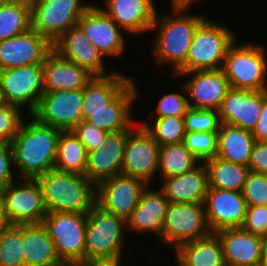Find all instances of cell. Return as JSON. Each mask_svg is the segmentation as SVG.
<instances>
[{
    "label": "cell",
    "instance_id": "cell-10",
    "mask_svg": "<svg viewBox=\"0 0 267 266\" xmlns=\"http://www.w3.org/2000/svg\"><path fill=\"white\" fill-rule=\"evenodd\" d=\"M44 94L43 64L25 65L0 71L1 99L32 114Z\"/></svg>",
    "mask_w": 267,
    "mask_h": 266
},
{
    "label": "cell",
    "instance_id": "cell-7",
    "mask_svg": "<svg viewBox=\"0 0 267 266\" xmlns=\"http://www.w3.org/2000/svg\"><path fill=\"white\" fill-rule=\"evenodd\" d=\"M42 224L66 266L85 259L87 213L51 212L47 213Z\"/></svg>",
    "mask_w": 267,
    "mask_h": 266
},
{
    "label": "cell",
    "instance_id": "cell-32",
    "mask_svg": "<svg viewBox=\"0 0 267 266\" xmlns=\"http://www.w3.org/2000/svg\"><path fill=\"white\" fill-rule=\"evenodd\" d=\"M208 173V187L242 192L250 169L248 166L224 161L219 157L203 162Z\"/></svg>",
    "mask_w": 267,
    "mask_h": 266
},
{
    "label": "cell",
    "instance_id": "cell-42",
    "mask_svg": "<svg viewBox=\"0 0 267 266\" xmlns=\"http://www.w3.org/2000/svg\"><path fill=\"white\" fill-rule=\"evenodd\" d=\"M189 108L188 97L180 93L170 92L163 95L156 107V118L168 116L183 117Z\"/></svg>",
    "mask_w": 267,
    "mask_h": 266
},
{
    "label": "cell",
    "instance_id": "cell-37",
    "mask_svg": "<svg viewBox=\"0 0 267 266\" xmlns=\"http://www.w3.org/2000/svg\"><path fill=\"white\" fill-rule=\"evenodd\" d=\"M141 125L151 134L159 146L182 143L186 133L183 117L156 118L153 124L147 120L143 121Z\"/></svg>",
    "mask_w": 267,
    "mask_h": 266
},
{
    "label": "cell",
    "instance_id": "cell-39",
    "mask_svg": "<svg viewBox=\"0 0 267 266\" xmlns=\"http://www.w3.org/2000/svg\"><path fill=\"white\" fill-rule=\"evenodd\" d=\"M183 118L186 132H218L222 124L216 109L189 107Z\"/></svg>",
    "mask_w": 267,
    "mask_h": 266
},
{
    "label": "cell",
    "instance_id": "cell-48",
    "mask_svg": "<svg viewBox=\"0 0 267 266\" xmlns=\"http://www.w3.org/2000/svg\"><path fill=\"white\" fill-rule=\"evenodd\" d=\"M123 260L84 259L71 266H118Z\"/></svg>",
    "mask_w": 267,
    "mask_h": 266
},
{
    "label": "cell",
    "instance_id": "cell-36",
    "mask_svg": "<svg viewBox=\"0 0 267 266\" xmlns=\"http://www.w3.org/2000/svg\"><path fill=\"white\" fill-rule=\"evenodd\" d=\"M0 266H26L22 224H8L0 232Z\"/></svg>",
    "mask_w": 267,
    "mask_h": 266
},
{
    "label": "cell",
    "instance_id": "cell-13",
    "mask_svg": "<svg viewBox=\"0 0 267 266\" xmlns=\"http://www.w3.org/2000/svg\"><path fill=\"white\" fill-rule=\"evenodd\" d=\"M148 184L141 179L117 175L96 185V204L103 210L127 220L138 205Z\"/></svg>",
    "mask_w": 267,
    "mask_h": 266
},
{
    "label": "cell",
    "instance_id": "cell-35",
    "mask_svg": "<svg viewBox=\"0 0 267 266\" xmlns=\"http://www.w3.org/2000/svg\"><path fill=\"white\" fill-rule=\"evenodd\" d=\"M30 28V2H0V41L23 34Z\"/></svg>",
    "mask_w": 267,
    "mask_h": 266
},
{
    "label": "cell",
    "instance_id": "cell-12",
    "mask_svg": "<svg viewBox=\"0 0 267 266\" xmlns=\"http://www.w3.org/2000/svg\"><path fill=\"white\" fill-rule=\"evenodd\" d=\"M83 89L44 92L31 114L38 122L72 130L82 120Z\"/></svg>",
    "mask_w": 267,
    "mask_h": 266
},
{
    "label": "cell",
    "instance_id": "cell-9",
    "mask_svg": "<svg viewBox=\"0 0 267 266\" xmlns=\"http://www.w3.org/2000/svg\"><path fill=\"white\" fill-rule=\"evenodd\" d=\"M22 184L11 182L0 189L8 224L42 223L47 215L42 190L36 179L23 178Z\"/></svg>",
    "mask_w": 267,
    "mask_h": 266
},
{
    "label": "cell",
    "instance_id": "cell-22",
    "mask_svg": "<svg viewBox=\"0 0 267 266\" xmlns=\"http://www.w3.org/2000/svg\"><path fill=\"white\" fill-rule=\"evenodd\" d=\"M133 79L109 104L99 111H82L83 120L107 132L134 129L132 103L138 97Z\"/></svg>",
    "mask_w": 267,
    "mask_h": 266
},
{
    "label": "cell",
    "instance_id": "cell-21",
    "mask_svg": "<svg viewBox=\"0 0 267 266\" xmlns=\"http://www.w3.org/2000/svg\"><path fill=\"white\" fill-rule=\"evenodd\" d=\"M262 91L230 88L218 113L221 123L252 131L260 117Z\"/></svg>",
    "mask_w": 267,
    "mask_h": 266
},
{
    "label": "cell",
    "instance_id": "cell-44",
    "mask_svg": "<svg viewBox=\"0 0 267 266\" xmlns=\"http://www.w3.org/2000/svg\"><path fill=\"white\" fill-rule=\"evenodd\" d=\"M242 228L250 233L267 237V205L247 206Z\"/></svg>",
    "mask_w": 267,
    "mask_h": 266
},
{
    "label": "cell",
    "instance_id": "cell-29",
    "mask_svg": "<svg viewBox=\"0 0 267 266\" xmlns=\"http://www.w3.org/2000/svg\"><path fill=\"white\" fill-rule=\"evenodd\" d=\"M174 254L178 266H226L222 245L215 233L180 245Z\"/></svg>",
    "mask_w": 267,
    "mask_h": 266
},
{
    "label": "cell",
    "instance_id": "cell-19",
    "mask_svg": "<svg viewBox=\"0 0 267 266\" xmlns=\"http://www.w3.org/2000/svg\"><path fill=\"white\" fill-rule=\"evenodd\" d=\"M132 130L109 132L100 148L88 152L85 176L95 185L121 174L125 145Z\"/></svg>",
    "mask_w": 267,
    "mask_h": 266
},
{
    "label": "cell",
    "instance_id": "cell-18",
    "mask_svg": "<svg viewBox=\"0 0 267 266\" xmlns=\"http://www.w3.org/2000/svg\"><path fill=\"white\" fill-rule=\"evenodd\" d=\"M205 218L211 233L242 227L247 205L242 192L208 187L204 201Z\"/></svg>",
    "mask_w": 267,
    "mask_h": 266
},
{
    "label": "cell",
    "instance_id": "cell-50",
    "mask_svg": "<svg viewBox=\"0 0 267 266\" xmlns=\"http://www.w3.org/2000/svg\"><path fill=\"white\" fill-rule=\"evenodd\" d=\"M8 225V222L5 218L3 204L0 198V232Z\"/></svg>",
    "mask_w": 267,
    "mask_h": 266
},
{
    "label": "cell",
    "instance_id": "cell-43",
    "mask_svg": "<svg viewBox=\"0 0 267 266\" xmlns=\"http://www.w3.org/2000/svg\"><path fill=\"white\" fill-rule=\"evenodd\" d=\"M73 133L85 145L87 153L101 147L109 133L86 120H82L72 129Z\"/></svg>",
    "mask_w": 267,
    "mask_h": 266
},
{
    "label": "cell",
    "instance_id": "cell-4",
    "mask_svg": "<svg viewBox=\"0 0 267 266\" xmlns=\"http://www.w3.org/2000/svg\"><path fill=\"white\" fill-rule=\"evenodd\" d=\"M126 220L95 204L87 213L85 259L122 260Z\"/></svg>",
    "mask_w": 267,
    "mask_h": 266
},
{
    "label": "cell",
    "instance_id": "cell-40",
    "mask_svg": "<svg viewBox=\"0 0 267 266\" xmlns=\"http://www.w3.org/2000/svg\"><path fill=\"white\" fill-rule=\"evenodd\" d=\"M21 111L3 100L0 102V143H11L18 133L24 121Z\"/></svg>",
    "mask_w": 267,
    "mask_h": 266
},
{
    "label": "cell",
    "instance_id": "cell-20",
    "mask_svg": "<svg viewBox=\"0 0 267 266\" xmlns=\"http://www.w3.org/2000/svg\"><path fill=\"white\" fill-rule=\"evenodd\" d=\"M53 50L60 57L84 68L93 77L110 75L109 73L106 74L104 56L90 42L78 25L63 33L53 43Z\"/></svg>",
    "mask_w": 267,
    "mask_h": 266
},
{
    "label": "cell",
    "instance_id": "cell-28",
    "mask_svg": "<svg viewBox=\"0 0 267 266\" xmlns=\"http://www.w3.org/2000/svg\"><path fill=\"white\" fill-rule=\"evenodd\" d=\"M22 247L26 266H66L42 223L22 224Z\"/></svg>",
    "mask_w": 267,
    "mask_h": 266
},
{
    "label": "cell",
    "instance_id": "cell-17",
    "mask_svg": "<svg viewBox=\"0 0 267 266\" xmlns=\"http://www.w3.org/2000/svg\"><path fill=\"white\" fill-rule=\"evenodd\" d=\"M53 51V44L37 31L27 32L0 41V71L34 64H43Z\"/></svg>",
    "mask_w": 267,
    "mask_h": 266
},
{
    "label": "cell",
    "instance_id": "cell-6",
    "mask_svg": "<svg viewBox=\"0 0 267 266\" xmlns=\"http://www.w3.org/2000/svg\"><path fill=\"white\" fill-rule=\"evenodd\" d=\"M235 37L229 27L205 18L195 30L185 61V72L221 69Z\"/></svg>",
    "mask_w": 267,
    "mask_h": 266
},
{
    "label": "cell",
    "instance_id": "cell-26",
    "mask_svg": "<svg viewBox=\"0 0 267 266\" xmlns=\"http://www.w3.org/2000/svg\"><path fill=\"white\" fill-rule=\"evenodd\" d=\"M92 78L84 68L60 57L54 50L43 63L44 92L80 90Z\"/></svg>",
    "mask_w": 267,
    "mask_h": 266
},
{
    "label": "cell",
    "instance_id": "cell-8",
    "mask_svg": "<svg viewBox=\"0 0 267 266\" xmlns=\"http://www.w3.org/2000/svg\"><path fill=\"white\" fill-rule=\"evenodd\" d=\"M31 28L52 44L68 29L77 25L92 4L82 0H31Z\"/></svg>",
    "mask_w": 267,
    "mask_h": 266
},
{
    "label": "cell",
    "instance_id": "cell-3",
    "mask_svg": "<svg viewBox=\"0 0 267 266\" xmlns=\"http://www.w3.org/2000/svg\"><path fill=\"white\" fill-rule=\"evenodd\" d=\"M36 180L48 213H88L96 204V185L85 175L53 169Z\"/></svg>",
    "mask_w": 267,
    "mask_h": 266
},
{
    "label": "cell",
    "instance_id": "cell-27",
    "mask_svg": "<svg viewBox=\"0 0 267 266\" xmlns=\"http://www.w3.org/2000/svg\"><path fill=\"white\" fill-rule=\"evenodd\" d=\"M161 190L171 203H204L208 173L203 162L193 170L162 179Z\"/></svg>",
    "mask_w": 267,
    "mask_h": 266
},
{
    "label": "cell",
    "instance_id": "cell-5",
    "mask_svg": "<svg viewBox=\"0 0 267 266\" xmlns=\"http://www.w3.org/2000/svg\"><path fill=\"white\" fill-rule=\"evenodd\" d=\"M229 47L222 70L230 88L253 91L267 90V55L257 44L245 43Z\"/></svg>",
    "mask_w": 267,
    "mask_h": 266
},
{
    "label": "cell",
    "instance_id": "cell-52",
    "mask_svg": "<svg viewBox=\"0 0 267 266\" xmlns=\"http://www.w3.org/2000/svg\"><path fill=\"white\" fill-rule=\"evenodd\" d=\"M31 0H0V2H30Z\"/></svg>",
    "mask_w": 267,
    "mask_h": 266
},
{
    "label": "cell",
    "instance_id": "cell-2",
    "mask_svg": "<svg viewBox=\"0 0 267 266\" xmlns=\"http://www.w3.org/2000/svg\"><path fill=\"white\" fill-rule=\"evenodd\" d=\"M172 14H156L151 31L154 37L155 61L159 65L173 66L174 75L185 72V61L189 53L192 39L204 16L189 15L187 9L173 8Z\"/></svg>",
    "mask_w": 267,
    "mask_h": 266
},
{
    "label": "cell",
    "instance_id": "cell-1",
    "mask_svg": "<svg viewBox=\"0 0 267 266\" xmlns=\"http://www.w3.org/2000/svg\"><path fill=\"white\" fill-rule=\"evenodd\" d=\"M29 117L32 121H23L11 142L14 168H18L19 174L22 173V179H36L55 169L57 142L62 131L38 122L31 115Z\"/></svg>",
    "mask_w": 267,
    "mask_h": 266
},
{
    "label": "cell",
    "instance_id": "cell-51",
    "mask_svg": "<svg viewBox=\"0 0 267 266\" xmlns=\"http://www.w3.org/2000/svg\"><path fill=\"white\" fill-rule=\"evenodd\" d=\"M260 265L267 266V237L263 243Z\"/></svg>",
    "mask_w": 267,
    "mask_h": 266
},
{
    "label": "cell",
    "instance_id": "cell-14",
    "mask_svg": "<svg viewBox=\"0 0 267 266\" xmlns=\"http://www.w3.org/2000/svg\"><path fill=\"white\" fill-rule=\"evenodd\" d=\"M159 148L141 124L136 130L134 128L127 137L121 174L151 185L153 177L158 174Z\"/></svg>",
    "mask_w": 267,
    "mask_h": 266
},
{
    "label": "cell",
    "instance_id": "cell-46",
    "mask_svg": "<svg viewBox=\"0 0 267 266\" xmlns=\"http://www.w3.org/2000/svg\"><path fill=\"white\" fill-rule=\"evenodd\" d=\"M252 172L267 174V141H256L249 160Z\"/></svg>",
    "mask_w": 267,
    "mask_h": 266
},
{
    "label": "cell",
    "instance_id": "cell-24",
    "mask_svg": "<svg viewBox=\"0 0 267 266\" xmlns=\"http://www.w3.org/2000/svg\"><path fill=\"white\" fill-rule=\"evenodd\" d=\"M101 8L123 31L139 34L151 31L156 14L154 0H105Z\"/></svg>",
    "mask_w": 267,
    "mask_h": 266
},
{
    "label": "cell",
    "instance_id": "cell-49",
    "mask_svg": "<svg viewBox=\"0 0 267 266\" xmlns=\"http://www.w3.org/2000/svg\"><path fill=\"white\" fill-rule=\"evenodd\" d=\"M171 8H184L188 9L193 3H196L198 0H170Z\"/></svg>",
    "mask_w": 267,
    "mask_h": 266
},
{
    "label": "cell",
    "instance_id": "cell-16",
    "mask_svg": "<svg viewBox=\"0 0 267 266\" xmlns=\"http://www.w3.org/2000/svg\"><path fill=\"white\" fill-rule=\"evenodd\" d=\"M175 76H190L183 85V92L192 99L188 98L189 107L192 108L218 110L230 89L222 69L189 71Z\"/></svg>",
    "mask_w": 267,
    "mask_h": 266
},
{
    "label": "cell",
    "instance_id": "cell-31",
    "mask_svg": "<svg viewBox=\"0 0 267 266\" xmlns=\"http://www.w3.org/2000/svg\"><path fill=\"white\" fill-rule=\"evenodd\" d=\"M132 80L133 78L117 72L93 77L83 88L82 111H99L106 108Z\"/></svg>",
    "mask_w": 267,
    "mask_h": 266
},
{
    "label": "cell",
    "instance_id": "cell-34",
    "mask_svg": "<svg viewBox=\"0 0 267 266\" xmlns=\"http://www.w3.org/2000/svg\"><path fill=\"white\" fill-rule=\"evenodd\" d=\"M200 163L183 143L167 144L159 148L158 173L161 179L189 172Z\"/></svg>",
    "mask_w": 267,
    "mask_h": 266
},
{
    "label": "cell",
    "instance_id": "cell-41",
    "mask_svg": "<svg viewBox=\"0 0 267 266\" xmlns=\"http://www.w3.org/2000/svg\"><path fill=\"white\" fill-rule=\"evenodd\" d=\"M242 195L247 206L267 205V174L250 171Z\"/></svg>",
    "mask_w": 267,
    "mask_h": 266
},
{
    "label": "cell",
    "instance_id": "cell-30",
    "mask_svg": "<svg viewBox=\"0 0 267 266\" xmlns=\"http://www.w3.org/2000/svg\"><path fill=\"white\" fill-rule=\"evenodd\" d=\"M255 142L251 131L222 123L218 131L217 157L248 166Z\"/></svg>",
    "mask_w": 267,
    "mask_h": 266
},
{
    "label": "cell",
    "instance_id": "cell-45",
    "mask_svg": "<svg viewBox=\"0 0 267 266\" xmlns=\"http://www.w3.org/2000/svg\"><path fill=\"white\" fill-rule=\"evenodd\" d=\"M14 154L11 143H0V189L14 182Z\"/></svg>",
    "mask_w": 267,
    "mask_h": 266
},
{
    "label": "cell",
    "instance_id": "cell-11",
    "mask_svg": "<svg viewBox=\"0 0 267 266\" xmlns=\"http://www.w3.org/2000/svg\"><path fill=\"white\" fill-rule=\"evenodd\" d=\"M210 233L204 203L169 202L161 230L163 244L172 245L175 250L184 243L204 238Z\"/></svg>",
    "mask_w": 267,
    "mask_h": 266
},
{
    "label": "cell",
    "instance_id": "cell-33",
    "mask_svg": "<svg viewBox=\"0 0 267 266\" xmlns=\"http://www.w3.org/2000/svg\"><path fill=\"white\" fill-rule=\"evenodd\" d=\"M87 150L72 130H62L57 142L55 169L85 175Z\"/></svg>",
    "mask_w": 267,
    "mask_h": 266
},
{
    "label": "cell",
    "instance_id": "cell-38",
    "mask_svg": "<svg viewBox=\"0 0 267 266\" xmlns=\"http://www.w3.org/2000/svg\"><path fill=\"white\" fill-rule=\"evenodd\" d=\"M218 132H186L184 146L201 162L214 158L218 153Z\"/></svg>",
    "mask_w": 267,
    "mask_h": 266
},
{
    "label": "cell",
    "instance_id": "cell-23",
    "mask_svg": "<svg viewBox=\"0 0 267 266\" xmlns=\"http://www.w3.org/2000/svg\"><path fill=\"white\" fill-rule=\"evenodd\" d=\"M218 236L226 266H253L260 264L265 238L242 227L215 232Z\"/></svg>",
    "mask_w": 267,
    "mask_h": 266
},
{
    "label": "cell",
    "instance_id": "cell-15",
    "mask_svg": "<svg viewBox=\"0 0 267 266\" xmlns=\"http://www.w3.org/2000/svg\"><path fill=\"white\" fill-rule=\"evenodd\" d=\"M77 25L104 57L120 56L126 47L122 29L101 9L91 5Z\"/></svg>",
    "mask_w": 267,
    "mask_h": 266
},
{
    "label": "cell",
    "instance_id": "cell-47",
    "mask_svg": "<svg viewBox=\"0 0 267 266\" xmlns=\"http://www.w3.org/2000/svg\"><path fill=\"white\" fill-rule=\"evenodd\" d=\"M251 133L255 141H267V90L262 91V108L260 117Z\"/></svg>",
    "mask_w": 267,
    "mask_h": 266
},
{
    "label": "cell",
    "instance_id": "cell-25",
    "mask_svg": "<svg viewBox=\"0 0 267 266\" xmlns=\"http://www.w3.org/2000/svg\"><path fill=\"white\" fill-rule=\"evenodd\" d=\"M151 185L142 192L140 201L126 220L128 230L136 233H151L161 240V230L165 221L169 201L161 189L153 190Z\"/></svg>",
    "mask_w": 267,
    "mask_h": 266
}]
</instances>
